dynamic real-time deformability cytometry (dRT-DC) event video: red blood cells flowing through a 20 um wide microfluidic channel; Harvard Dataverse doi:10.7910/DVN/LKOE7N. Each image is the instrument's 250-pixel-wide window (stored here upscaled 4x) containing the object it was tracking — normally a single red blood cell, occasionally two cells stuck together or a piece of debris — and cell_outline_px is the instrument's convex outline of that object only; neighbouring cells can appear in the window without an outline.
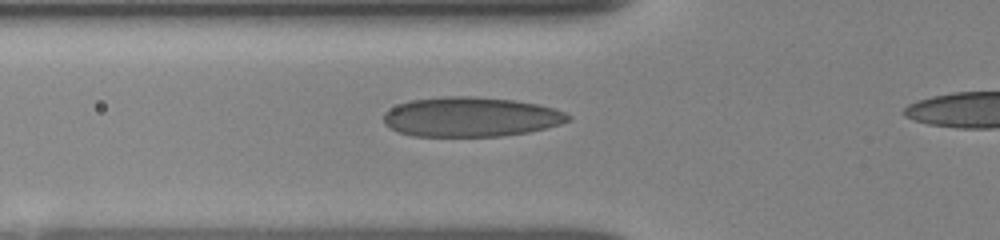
{"species": "human", "species_latin": "Homo sapiens", "temperature_condition": "room temperature", "stored_images_in_passage": 6, "camera_frame_rate_fps": 3000, "um_per_image_px": 0.085, "donor": {"sex": "female"}, "frame": {"image": 1, "passage_image": 5, "time_ms": 2.0, "image_size_px": [1000, 240], "cell_outline_px": [[572, 120], [560, 124], [528, 132], [500, 136], [412, 136], [400, 132], [384, 124], [384, 112], [408, 100], [444, 96], [476, 96], [512, 100], [540, 104], [564, 112], [572, 116]], "centroid_in_image_um": [40.03, 9.93], "position_along_channel_um": 85.8, "area_um2": 42.66}}